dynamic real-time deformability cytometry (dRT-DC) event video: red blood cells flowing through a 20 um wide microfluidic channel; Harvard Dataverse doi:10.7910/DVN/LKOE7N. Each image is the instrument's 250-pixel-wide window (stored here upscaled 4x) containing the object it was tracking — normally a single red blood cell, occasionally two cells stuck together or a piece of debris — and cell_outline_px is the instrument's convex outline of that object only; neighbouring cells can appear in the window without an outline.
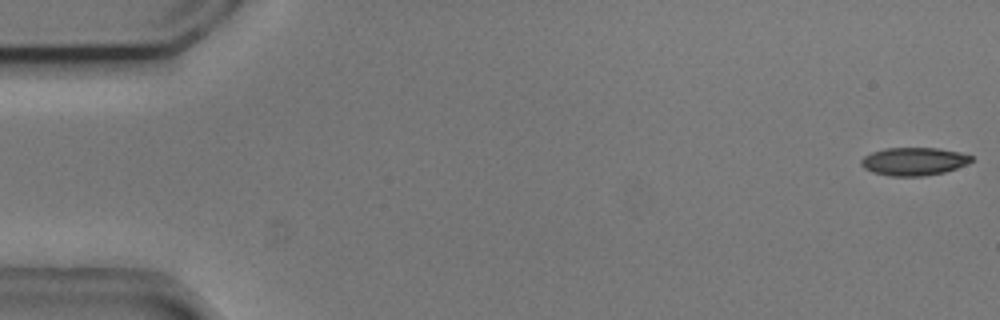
{"species": "common noctule bat (a hibernating species)", "species_latin": "Nyctalus noctula", "temperature_condition": "cold", "stored_images_in_passage": 6, "camera_frame_rate_fps": 3000, "um_per_image_px": 0.085, "animal": {"sex": "male", "body_mass_g": 20.5, "forearm_length_mm": 52.5}, "frame": {"image": 1, "passage_image": 1, "time_ms": 0.0, "image_size_px": [1000, 320], "cell_outline_px": [[972, 160], [968, 164], [944, 172], [924, 176], [888, 176], [872, 172], [864, 168], [860, 164], [860, 160], [864, 156], [872, 152], [884, 148], [936, 148], [960, 152], [972, 156]], "centroid_in_image_um": [77.65, 13.72], "position_along_channel_um": 7.3, "area_um2": 18.03}}